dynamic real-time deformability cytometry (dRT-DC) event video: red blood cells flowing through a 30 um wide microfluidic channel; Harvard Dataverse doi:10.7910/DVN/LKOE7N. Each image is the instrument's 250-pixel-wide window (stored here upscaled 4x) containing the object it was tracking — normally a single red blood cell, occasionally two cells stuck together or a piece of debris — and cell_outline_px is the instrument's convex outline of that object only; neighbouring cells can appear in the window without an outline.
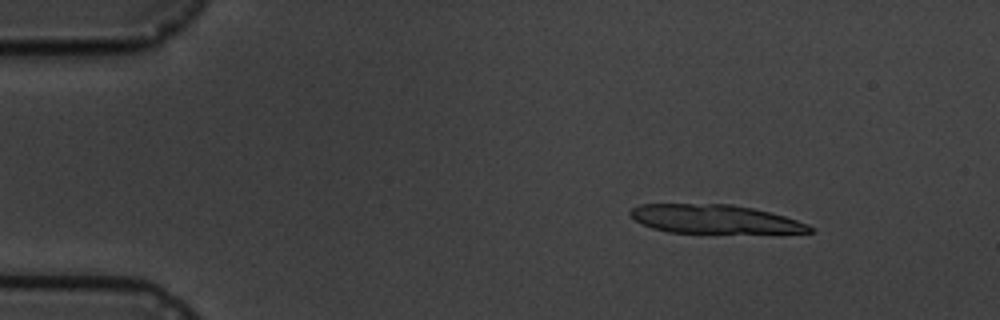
{"species": "common noctule bat (a hibernating species)", "species_latin": "Nyctalus noctula", "temperature_condition": "cold", "stored_images_in_passage": 4, "camera_frame_rate_fps": 3000, "um_per_image_px": 0.085, "animal": {"sex": "male", "body_mass_g": 19.5, "forearm_length_mm": 54.6}, "frame": {"image": 1, "passage_image": 1, "time_ms": 0.0, "image_size_px": [1000, 320], "cell_outline_px": [[812, 232], [668, 232], [652, 228], [636, 220], [628, 212], [632, 208], [640, 204], [732, 204], [752, 208], [784, 216], [808, 224], [812, 228]], "centroid_in_image_um": [60.68, 18.6], "position_along_channel_um": 24.3, "area_um2": 29.3}}